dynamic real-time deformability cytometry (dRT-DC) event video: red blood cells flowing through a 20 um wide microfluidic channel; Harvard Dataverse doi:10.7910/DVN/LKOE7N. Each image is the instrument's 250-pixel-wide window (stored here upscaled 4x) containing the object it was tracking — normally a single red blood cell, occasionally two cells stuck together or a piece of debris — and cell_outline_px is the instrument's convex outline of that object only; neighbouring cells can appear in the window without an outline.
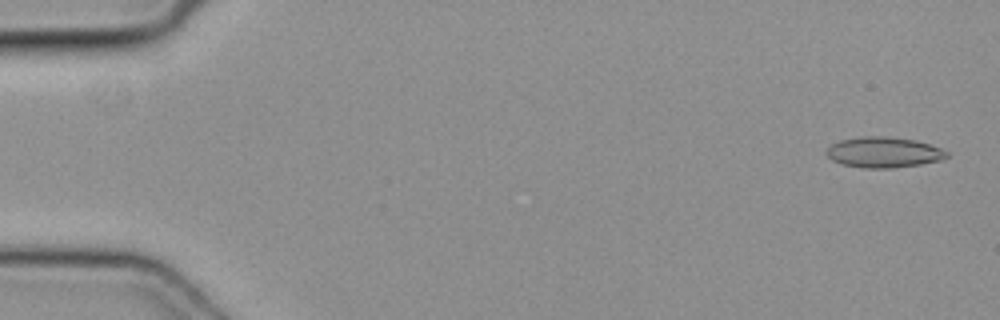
{"species": "common noctule bat (a hibernating species)", "species_latin": "Nyctalus noctula", "temperature_condition": "cold", "stored_images_in_passage": 17, "camera_frame_rate_fps": 3000, "um_per_image_px": 0.085, "animal": {"sex": "female", "body_mass_g": 19.3, "forearm_length_mm": 54.1}, "frame": {"image": 1, "passage_image": 1, "time_ms": 0.0, "image_size_px": [1000, 320], "cell_outline_px": [[948, 156], [940, 160], [920, 164], [892, 168], [860, 168], [844, 164], [832, 160], [824, 152], [832, 144], [840, 140], [860, 136], [884, 136], [916, 140], [940, 148], [948, 152]], "centroid_in_image_um": [75.09, 12.94], "position_along_channel_um": 9.9, "area_um2": 21.39}}
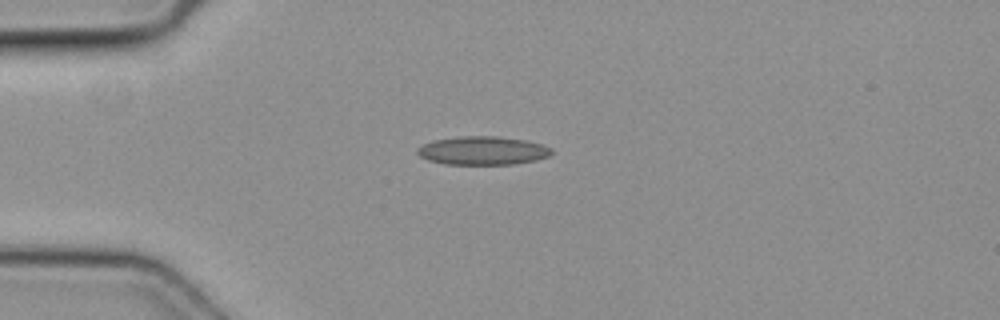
{"frame": {"image": 2, "passage_image": 12, "time_ms": 3.667, "image_size_px": [1000, 320], "cell_outline_px": [[552, 152], [548, 156], [536, 160], [512, 164], [444, 164], [428, 160], [420, 156], [416, 152], [416, 148], [432, 140], [460, 136], [496, 136], [528, 140], [552, 148]], "centroid_in_image_um": [41.01, 12.79], "position_along_channel_um": 44.0, "area_um2": 22.31}}
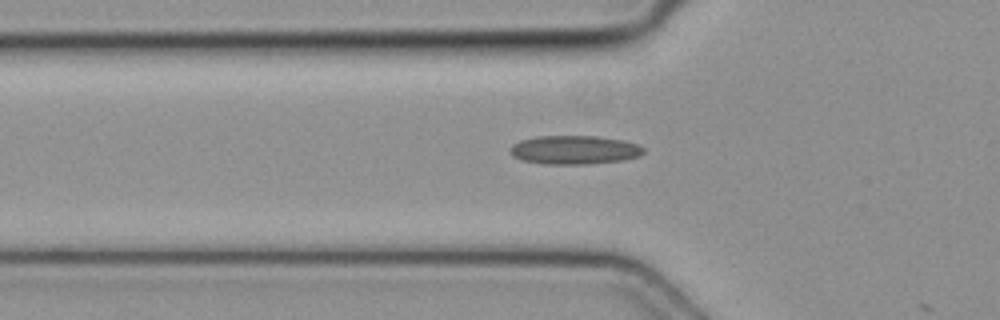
{"frame": {"image": 3, "passage_image": 16, "time_ms": 5.0, "image_size_px": [1000, 320], "cell_outline_px": [[644, 152], [640, 156], [624, 160], [584, 164], [544, 164], [524, 160], [512, 156], [508, 152], [512, 144], [520, 140], [536, 136], [596, 136], [624, 140], [640, 144], [644, 148]], "centroid_in_image_um": [48.83, 12.73], "position_along_channel_um": 77.0, "area_um2": 22.54}}